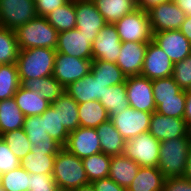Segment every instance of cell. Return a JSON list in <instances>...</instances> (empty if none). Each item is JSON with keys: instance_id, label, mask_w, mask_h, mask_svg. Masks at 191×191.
<instances>
[{"instance_id": "obj_1", "label": "cell", "mask_w": 191, "mask_h": 191, "mask_svg": "<svg viewBox=\"0 0 191 191\" xmlns=\"http://www.w3.org/2000/svg\"><path fill=\"white\" fill-rule=\"evenodd\" d=\"M56 53L52 48L20 50L16 61L20 84L26 79L53 75Z\"/></svg>"}, {"instance_id": "obj_2", "label": "cell", "mask_w": 191, "mask_h": 191, "mask_svg": "<svg viewBox=\"0 0 191 191\" xmlns=\"http://www.w3.org/2000/svg\"><path fill=\"white\" fill-rule=\"evenodd\" d=\"M52 176L60 191H72L90 183L82 159L63 147L56 155Z\"/></svg>"}, {"instance_id": "obj_3", "label": "cell", "mask_w": 191, "mask_h": 191, "mask_svg": "<svg viewBox=\"0 0 191 191\" xmlns=\"http://www.w3.org/2000/svg\"><path fill=\"white\" fill-rule=\"evenodd\" d=\"M58 31L51 26L45 17L37 16L15 30L20 50L29 48L56 49Z\"/></svg>"}, {"instance_id": "obj_4", "label": "cell", "mask_w": 191, "mask_h": 191, "mask_svg": "<svg viewBox=\"0 0 191 191\" xmlns=\"http://www.w3.org/2000/svg\"><path fill=\"white\" fill-rule=\"evenodd\" d=\"M190 147L187 136L161 142L157 168L165 178L184 176Z\"/></svg>"}, {"instance_id": "obj_5", "label": "cell", "mask_w": 191, "mask_h": 191, "mask_svg": "<svg viewBox=\"0 0 191 191\" xmlns=\"http://www.w3.org/2000/svg\"><path fill=\"white\" fill-rule=\"evenodd\" d=\"M114 26L121 42L149 43L153 37L148 13L140 8L123 16Z\"/></svg>"}, {"instance_id": "obj_6", "label": "cell", "mask_w": 191, "mask_h": 191, "mask_svg": "<svg viewBox=\"0 0 191 191\" xmlns=\"http://www.w3.org/2000/svg\"><path fill=\"white\" fill-rule=\"evenodd\" d=\"M161 142L149 131L125 140L123 155L138 163L141 167H157Z\"/></svg>"}, {"instance_id": "obj_7", "label": "cell", "mask_w": 191, "mask_h": 191, "mask_svg": "<svg viewBox=\"0 0 191 191\" xmlns=\"http://www.w3.org/2000/svg\"><path fill=\"white\" fill-rule=\"evenodd\" d=\"M33 0H0V25L15 31L37 17Z\"/></svg>"}, {"instance_id": "obj_8", "label": "cell", "mask_w": 191, "mask_h": 191, "mask_svg": "<svg viewBox=\"0 0 191 191\" xmlns=\"http://www.w3.org/2000/svg\"><path fill=\"white\" fill-rule=\"evenodd\" d=\"M125 83L129 107L149 113L156 111L152 80L135 75L126 77Z\"/></svg>"}, {"instance_id": "obj_9", "label": "cell", "mask_w": 191, "mask_h": 191, "mask_svg": "<svg viewBox=\"0 0 191 191\" xmlns=\"http://www.w3.org/2000/svg\"><path fill=\"white\" fill-rule=\"evenodd\" d=\"M92 61L56 53L53 77L66 88L91 71Z\"/></svg>"}, {"instance_id": "obj_10", "label": "cell", "mask_w": 191, "mask_h": 191, "mask_svg": "<svg viewBox=\"0 0 191 191\" xmlns=\"http://www.w3.org/2000/svg\"><path fill=\"white\" fill-rule=\"evenodd\" d=\"M152 34L160 31L179 30L186 14L170 0L147 11Z\"/></svg>"}, {"instance_id": "obj_11", "label": "cell", "mask_w": 191, "mask_h": 191, "mask_svg": "<svg viewBox=\"0 0 191 191\" xmlns=\"http://www.w3.org/2000/svg\"><path fill=\"white\" fill-rule=\"evenodd\" d=\"M151 115L152 113L128 107L120 113L113 115L110 120L121 136L128 140L149 131Z\"/></svg>"}, {"instance_id": "obj_12", "label": "cell", "mask_w": 191, "mask_h": 191, "mask_svg": "<svg viewBox=\"0 0 191 191\" xmlns=\"http://www.w3.org/2000/svg\"><path fill=\"white\" fill-rule=\"evenodd\" d=\"M76 12V29L93 41L100 30L107 25L104 17L92 0H74Z\"/></svg>"}, {"instance_id": "obj_13", "label": "cell", "mask_w": 191, "mask_h": 191, "mask_svg": "<svg viewBox=\"0 0 191 191\" xmlns=\"http://www.w3.org/2000/svg\"><path fill=\"white\" fill-rule=\"evenodd\" d=\"M174 64L166 53L153 41L148 43L141 76L150 80L172 76Z\"/></svg>"}, {"instance_id": "obj_14", "label": "cell", "mask_w": 191, "mask_h": 191, "mask_svg": "<svg viewBox=\"0 0 191 191\" xmlns=\"http://www.w3.org/2000/svg\"><path fill=\"white\" fill-rule=\"evenodd\" d=\"M122 42L114 24L105 25L92 44V60H105L116 63Z\"/></svg>"}, {"instance_id": "obj_15", "label": "cell", "mask_w": 191, "mask_h": 191, "mask_svg": "<svg viewBox=\"0 0 191 191\" xmlns=\"http://www.w3.org/2000/svg\"><path fill=\"white\" fill-rule=\"evenodd\" d=\"M152 40L166 53L173 64L191 55V43L179 30L153 33Z\"/></svg>"}, {"instance_id": "obj_16", "label": "cell", "mask_w": 191, "mask_h": 191, "mask_svg": "<svg viewBox=\"0 0 191 191\" xmlns=\"http://www.w3.org/2000/svg\"><path fill=\"white\" fill-rule=\"evenodd\" d=\"M64 147L80 159L102 152L96 128L78 127L69 133Z\"/></svg>"}, {"instance_id": "obj_17", "label": "cell", "mask_w": 191, "mask_h": 191, "mask_svg": "<svg viewBox=\"0 0 191 191\" xmlns=\"http://www.w3.org/2000/svg\"><path fill=\"white\" fill-rule=\"evenodd\" d=\"M93 40L78 29L58 33L57 53L66 54L76 58L92 59Z\"/></svg>"}, {"instance_id": "obj_18", "label": "cell", "mask_w": 191, "mask_h": 191, "mask_svg": "<svg viewBox=\"0 0 191 191\" xmlns=\"http://www.w3.org/2000/svg\"><path fill=\"white\" fill-rule=\"evenodd\" d=\"M187 123L183 118L164 116L153 112L150 118L149 133L160 142L187 136Z\"/></svg>"}, {"instance_id": "obj_19", "label": "cell", "mask_w": 191, "mask_h": 191, "mask_svg": "<svg viewBox=\"0 0 191 191\" xmlns=\"http://www.w3.org/2000/svg\"><path fill=\"white\" fill-rule=\"evenodd\" d=\"M23 129L31 143V150L60 151L63 148L46 132L41 115L25 117Z\"/></svg>"}, {"instance_id": "obj_20", "label": "cell", "mask_w": 191, "mask_h": 191, "mask_svg": "<svg viewBox=\"0 0 191 191\" xmlns=\"http://www.w3.org/2000/svg\"><path fill=\"white\" fill-rule=\"evenodd\" d=\"M148 43L122 42L116 65L128 76L140 75Z\"/></svg>"}, {"instance_id": "obj_21", "label": "cell", "mask_w": 191, "mask_h": 191, "mask_svg": "<svg viewBox=\"0 0 191 191\" xmlns=\"http://www.w3.org/2000/svg\"><path fill=\"white\" fill-rule=\"evenodd\" d=\"M107 84L94 79L90 71L82 79L69 84L65 92L70 95L78 104L88 101H99L106 91Z\"/></svg>"}, {"instance_id": "obj_22", "label": "cell", "mask_w": 191, "mask_h": 191, "mask_svg": "<svg viewBox=\"0 0 191 191\" xmlns=\"http://www.w3.org/2000/svg\"><path fill=\"white\" fill-rule=\"evenodd\" d=\"M140 165L123 154L111 156L109 175L114 182L128 189L133 182Z\"/></svg>"}, {"instance_id": "obj_23", "label": "cell", "mask_w": 191, "mask_h": 191, "mask_svg": "<svg viewBox=\"0 0 191 191\" xmlns=\"http://www.w3.org/2000/svg\"><path fill=\"white\" fill-rule=\"evenodd\" d=\"M96 132L100 139L102 153L108 156H116L123 153L125 139L110 119L101 123L96 128Z\"/></svg>"}, {"instance_id": "obj_24", "label": "cell", "mask_w": 191, "mask_h": 191, "mask_svg": "<svg viewBox=\"0 0 191 191\" xmlns=\"http://www.w3.org/2000/svg\"><path fill=\"white\" fill-rule=\"evenodd\" d=\"M13 98L25 117L41 115L51 105L39 92L30 91L21 85Z\"/></svg>"}, {"instance_id": "obj_25", "label": "cell", "mask_w": 191, "mask_h": 191, "mask_svg": "<svg viewBox=\"0 0 191 191\" xmlns=\"http://www.w3.org/2000/svg\"><path fill=\"white\" fill-rule=\"evenodd\" d=\"M107 24H114L137 9V0H92Z\"/></svg>"}, {"instance_id": "obj_26", "label": "cell", "mask_w": 191, "mask_h": 191, "mask_svg": "<svg viewBox=\"0 0 191 191\" xmlns=\"http://www.w3.org/2000/svg\"><path fill=\"white\" fill-rule=\"evenodd\" d=\"M59 151L31 150L21 159L20 166L30 174H52L55 155Z\"/></svg>"}, {"instance_id": "obj_27", "label": "cell", "mask_w": 191, "mask_h": 191, "mask_svg": "<svg viewBox=\"0 0 191 191\" xmlns=\"http://www.w3.org/2000/svg\"><path fill=\"white\" fill-rule=\"evenodd\" d=\"M165 177L157 167H141L127 191H162Z\"/></svg>"}, {"instance_id": "obj_28", "label": "cell", "mask_w": 191, "mask_h": 191, "mask_svg": "<svg viewBox=\"0 0 191 191\" xmlns=\"http://www.w3.org/2000/svg\"><path fill=\"white\" fill-rule=\"evenodd\" d=\"M21 86L30 91L39 92L42 98L49 103H53L57 98L65 93V87L58 82L53 75L42 78L26 79Z\"/></svg>"}, {"instance_id": "obj_29", "label": "cell", "mask_w": 191, "mask_h": 191, "mask_svg": "<svg viewBox=\"0 0 191 191\" xmlns=\"http://www.w3.org/2000/svg\"><path fill=\"white\" fill-rule=\"evenodd\" d=\"M25 115L14 98L0 101V136L6 132L22 129Z\"/></svg>"}, {"instance_id": "obj_30", "label": "cell", "mask_w": 191, "mask_h": 191, "mask_svg": "<svg viewBox=\"0 0 191 191\" xmlns=\"http://www.w3.org/2000/svg\"><path fill=\"white\" fill-rule=\"evenodd\" d=\"M51 106L59 110L60 123L69 133L80 127L78 103L66 92L51 103Z\"/></svg>"}, {"instance_id": "obj_31", "label": "cell", "mask_w": 191, "mask_h": 191, "mask_svg": "<svg viewBox=\"0 0 191 191\" xmlns=\"http://www.w3.org/2000/svg\"><path fill=\"white\" fill-rule=\"evenodd\" d=\"M80 127L97 128L110 119L107 110L100 101H88L78 104Z\"/></svg>"}, {"instance_id": "obj_32", "label": "cell", "mask_w": 191, "mask_h": 191, "mask_svg": "<svg viewBox=\"0 0 191 191\" xmlns=\"http://www.w3.org/2000/svg\"><path fill=\"white\" fill-rule=\"evenodd\" d=\"M107 110L109 117L120 113L129 107L126 93V83L113 85L106 88L103 97L99 100Z\"/></svg>"}, {"instance_id": "obj_33", "label": "cell", "mask_w": 191, "mask_h": 191, "mask_svg": "<svg viewBox=\"0 0 191 191\" xmlns=\"http://www.w3.org/2000/svg\"><path fill=\"white\" fill-rule=\"evenodd\" d=\"M91 72L94 79H98L107 87L125 83L126 75L116 65V63L108 62L105 60H93L91 66Z\"/></svg>"}, {"instance_id": "obj_34", "label": "cell", "mask_w": 191, "mask_h": 191, "mask_svg": "<svg viewBox=\"0 0 191 191\" xmlns=\"http://www.w3.org/2000/svg\"><path fill=\"white\" fill-rule=\"evenodd\" d=\"M45 18L58 32L75 29L76 12L74 0H70L67 4L53 10Z\"/></svg>"}, {"instance_id": "obj_35", "label": "cell", "mask_w": 191, "mask_h": 191, "mask_svg": "<svg viewBox=\"0 0 191 191\" xmlns=\"http://www.w3.org/2000/svg\"><path fill=\"white\" fill-rule=\"evenodd\" d=\"M111 156L102 152L82 159L89 182L106 178L109 175Z\"/></svg>"}, {"instance_id": "obj_36", "label": "cell", "mask_w": 191, "mask_h": 191, "mask_svg": "<svg viewBox=\"0 0 191 191\" xmlns=\"http://www.w3.org/2000/svg\"><path fill=\"white\" fill-rule=\"evenodd\" d=\"M41 116L43 117V126L46 132L64 147L67 143L69 132L60 123L59 110H55L50 105Z\"/></svg>"}, {"instance_id": "obj_37", "label": "cell", "mask_w": 191, "mask_h": 191, "mask_svg": "<svg viewBox=\"0 0 191 191\" xmlns=\"http://www.w3.org/2000/svg\"><path fill=\"white\" fill-rule=\"evenodd\" d=\"M16 63L0 67V101L13 98L20 86Z\"/></svg>"}, {"instance_id": "obj_38", "label": "cell", "mask_w": 191, "mask_h": 191, "mask_svg": "<svg viewBox=\"0 0 191 191\" xmlns=\"http://www.w3.org/2000/svg\"><path fill=\"white\" fill-rule=\"evenodd\" d=\"M19 52L15 31L0 25V64L16 63Z\"/></svg>"}, {"instance_id": "obj_39", "label": "cell", "mask_w": 191, "mask_h": 191, "mask_svg": "<svg viewBox=\"0 0 191 191\" xmlns=\"http://www.w3.org/2000/svg\"><path fill=\"white\" fill-rule=\"evenodd\" d=\"M152 88L156 107L160 100L178 99L182 90L172 76L152 80Z\"/></svg>"}, {"instance_id": "obj_40", "label": "cell", "mask_w": 191, "mask_h": 191, "mask_svg": "<svg viewBox=\"0 0 191 191\" xmlns=\"http://www.w3.org/2000/svg\"><path fill=\"white\" fill-rule=\"evenodd\" d=\"M0 137L20 160L31 151V143L23 128L6 132Z\"/></svg>"}, {"instance_id": "obj_41", "label": "cell", "mask_w": 191, "mask_h": 191, "mask_svg": "<svg viewBox=\"0 0 191 191\" xmlns=\"http://www.w3.org/2000/svg\"><path fill=\"white\" fill-rule=\"evenodd\" d=\"M1 186L6 191H28L29 173L19 166L3 174Z\"/></svg>"}, {"instance_id": "obj_42", "label": "cell", "mask_w": 191, "mask_h": 191, "mask_svg": "<svg viewBox=\"0 0 191 191\" xmlns=\"http://www.w3.org/2000/svg\"><path fill=\"white\" fill-rule=\"evenodd\" d=\"M186 91L179 92L178 99L160 100V104L156 107V112L164 116L174 118H183L185 111Z\"/></svg>"}, {"instance_id": "obj_43", "label": "cell", "mask_w": 191, "mask_h": 191, "mask_svg": "<svg viewBox=\"0 0 191 191\" xmlns=\"http://www.w3.org/2000/svg\"><path fill=\"white\" fill-rule=\"evenodd\" d=\"M172 78L182 90H191V55L174 63Z\"/></svg>"}, {"instance_id": "obj_44", "label": "cell", "mask_w": 191, "mask_h": 191, "mask_svg": "<svg viewBox=\"0 0 191 191\" xmlns=\"http://www.w3.org/2000/svg\"><path fill=\"white\" fill-rule=\"evenodd\" d=\"M28 191H60L52 174H30Z\"/></svg>"}, {"instance_id": "obj_45", "label": "cell", "mask_w": 191, "mask_h": 191, "mask_svg": "<svg viewBox=\"0 0 191 191\" xmlns=\"http://www.w3.org/2000/svg\"><path fill=\"white\" fill-rule=\"evenodd\" d=\"M21 164V160L17 158L9 146L0 137V171L4 174L16 169Z\"/></svg>"}, {"instance_id": "obj_46", "label": "cell", "mask_w": 191, "mask_h": 191, "mask_svg": "<svg viewBox=\"0 0 191 191\" xmlns=\"http://www.w3.org/2000/svg\"><path fill=\"white\" fill-rule=\"evenodd\" d=\"M162 191H191V180L185 177L165 178Z\"/></svg>"}, {"instance_id": "obj_47", "label": "cell", "mask_w": 191, "mask_h": 191, "mask_svg": "<svg viewBox=\"0 0 191 191\" xmlns=\"http://www.w3.org/2000/svg\"><path fill=\"white\" fill-rule=\"evenodd\" d=\"M38 16L45 17L58 7L67 4L70 0H33Z\"/></svg>"}, {"instance_id": "obj_48", "label": "cell", "mask_w": 191, "mask_h": 191, "mask_svg": "<svg viewBox=\"0 0 191 191\" xmlns=\"http://www.w3.org/2000/svg\"><path fill=\"white\" fill-rule=\"evenodd\" d=\"M95 191H127V189L119 186L110 177L102 178L91 182Z\"/></svg>"}, {"instance_id": "obj_49", "label": "cell", "mask_w": 191, "mask_h": 191, "mask_svg": "<svg viewBox=\"0 0 191 191\" xmlns=\"http://www.w3.org/2000/svg\"><path fill=\"white\" fill-rule=\"evenodd\" d=\"M168 1L170 0H137V7L147 12L152 7Z\"/></svg>"}, {"instance_id": "obj_50", "label": "cell", "mask_w": 191, "mask_h": 191, "mask_svg": "<svg viewBox=\"0 0 191 191\" xmlns=\"http://www.w3.org/2000/svg\"><path fill=\"white\" fill-rule=\"evenodd\" d=\"M179 31L189 40L191 43V16H186L184 22L181 24Z\"/></svg>"}, {"instance_id": "obj_51", "label": "cell", "mask_w": 191, "mask_h": 191, "mask_svg": "<svg viewBox=\"0 0 191 191\" xmlns=\"http://www.w3.org/2000/svg\"><path fill=\"white\" fill-rule=\"evenodd\" d=\"M183 119L186 121V123L191 121V90L186 91V102Z\"/></svg>"}, {"instance_id": "obj_52", "label": "cell", "mask_w": 191, "mask_h": 191, "mask_svg": "<svg viewBox=\"0 0 191 191\" xmlns=\"http://www.w3.org/2000/svg\"><path fill=\"white\" fill-rule=\"evenodd\" d=\"M175 4L186 14L191 16V0H173Z\"/></svg>"}, {"instance_id": "obj_53", "label": "cell", "mask_w": 191, "mask_h": 191, "mask_svg": "<svg viewBox=\"0 0 191 191\" xmlns=\"http://www.w3.org/2000/svg\"><path fill=\"white\" fill-rule=\"evenodd\" d=\"M183 177L191 180V147L188 152V159H187L185 174Z\"/></svg>"}, {"instance_id": "obj_54", "label": "cell", "mask_w": 191, "mask_h": 191, "mask_svg": "<svg viewBox=\"0 0 191 191\" xmlns=\"http://www.w3.org/2000/svg\"><path fill=\"white\" fill-rule=\"evenodd\" d=\"M72 191H95V189L93 187V184L90 182L88 184L75 188Z\"/></svg>"}, {"instance_id": "obj_55", "label": "cell", "mask_w": 191, "mask_h": 191, "mask_svg": "<svg viewBox=\"0 0 191 191\" xmlns=\"http://www.w3.org/2000/svg\"><path fill=\"white\" fill-rule=\"evenodd\" d=\"M186 135H187V139L190 142L191 145V121L189 123H187V129H186Z\"/></svg>"}, {"instance_id": "obj_56", "label": "cell", "mask_w": 191, "mask_h": 191, "mask_svg": "<svg viewBox=\"0 0 191 191\" xmlns=\"http://www.w3.org/2000/svg\"><path fill=\"white\" fill-rule=\"evenodd\" d=\"M2 178H3V173L0 171V186H1Z\"/></svg>"}, {"instance_id": "obj_57", "label": "cell", "mask_w": 191, "mask_h": 191, "mask_svg": "<svg viewBox=\"0 0 191 191\" xmlns=\"http://www.w3.org/2000/svg\"><path fill=\"white\" fill-rule=\"evenodd\" d=\"M0 191H6L2 186H0Z\"/></svg>"}]
</instances>
